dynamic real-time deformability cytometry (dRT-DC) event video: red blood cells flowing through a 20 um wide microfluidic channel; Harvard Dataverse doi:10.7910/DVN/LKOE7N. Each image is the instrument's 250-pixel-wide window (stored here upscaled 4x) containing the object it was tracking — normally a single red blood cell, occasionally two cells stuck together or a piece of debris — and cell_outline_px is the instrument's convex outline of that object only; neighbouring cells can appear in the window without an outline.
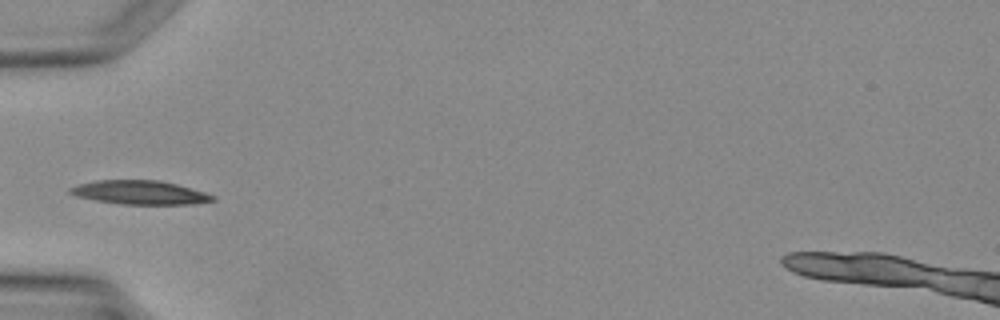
{"species": "Egyptian fruit bat (a non-hibernating species)", "species_latin": "Rousettus aegyptiacus", "temperature_condition": "warm", "stored_images_in_passage": 2, "camera_frame_rate_fps": 3000, "um_per_image_px": 0.085, "animal": {"sex": "female"}, "frame": {"image": 1, "passage_image": 2, "time_ms": 1.0, "image_size_px": [1000, 320], "cell_outline_px": [[216, 200], [192, 204], [120, 204], [96, 200], [76, 196], [68, 192], [68, 188], [76, 184], [96, 180], [160, 180], [176, 184], [204, 192], [216, 196]], "centroid_in_image_um": [11.86, 16.35], "position_along_channel_um": 73.1, "area_um2": 19.83}}